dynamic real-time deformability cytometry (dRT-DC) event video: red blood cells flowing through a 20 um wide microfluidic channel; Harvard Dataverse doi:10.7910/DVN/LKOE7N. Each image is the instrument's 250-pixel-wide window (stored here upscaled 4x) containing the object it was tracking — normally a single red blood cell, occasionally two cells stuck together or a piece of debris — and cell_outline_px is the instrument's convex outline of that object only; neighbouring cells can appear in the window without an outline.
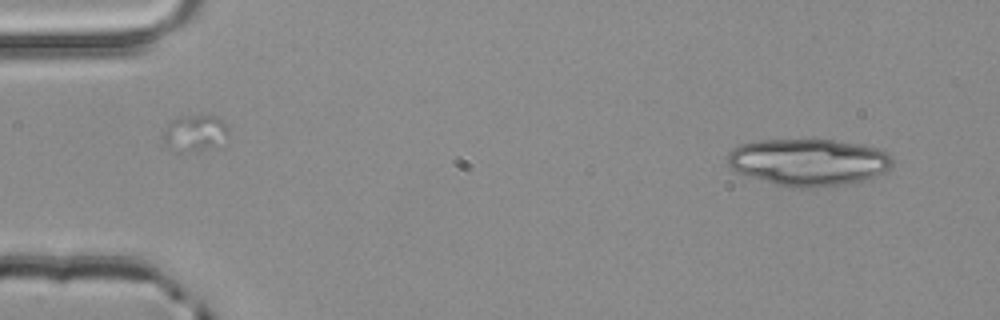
{"species": "common noctule bat (a hibernating species)", "species_latin": "Nyctalus noctula", "temperature_condition": "room temperature", "stored_images_in_passage": 2, "camera_frame_rate_fps": 3000, "um_per_image_px": 0.085, "animal": {"sex": "male", "body_mass_g": 20.4}, "frame": {"image": 1, "passage_image": 2, "time_ms": 0.333, "image_size_px": [1000, 320], "cell_outline_px": [[892, 164], [888, 172], [872, 180], [848, 184], [816, 188], [800, 188], [776, 184], [748, 176], [736, 172], [728, 164], [728, 156], [740, 144], [760, 140], [832, 140], [856, 144], [876, 148], [888, 152], [892, 156]], "centroid_in_image_um": [68.81, 13.81], "position_along_channel_um": 16.2, "area_um2": 45.43}}